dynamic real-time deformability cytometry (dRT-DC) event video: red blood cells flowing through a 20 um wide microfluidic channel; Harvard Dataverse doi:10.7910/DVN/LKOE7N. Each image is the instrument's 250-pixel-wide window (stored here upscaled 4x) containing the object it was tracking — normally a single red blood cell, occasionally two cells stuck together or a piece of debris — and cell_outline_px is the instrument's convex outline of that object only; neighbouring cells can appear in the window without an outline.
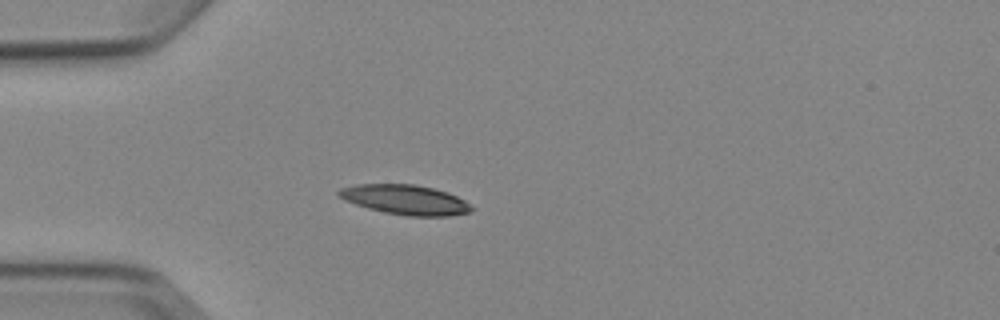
{"species": "Egyptian fruit bat (a non-hibernating species)", "species_latin": "Rousettus aegyptiacus", "temperature_condition": "cold", "stored_images_in_passage": 2, "camera_frame_rate_fps": 3000, "um_per_image_px": 0.085, "animal": {"sex": "female"}, "frame": {"image": 1, "passage_image": 1, "time_ms": 0.0, "image_size_px": [1000, 320], "cell_outline_px": [[476, 208], [472, 212], [452, 216], [408, 216], [384, 212], [368, 208], [344, 200], [336, 196], [336, 192], [340, 188], [356, 184], [416, 184], [448, 192], [464, 200]], "centroid_in_image_um": [34.46, 16.98], "position_along_channel_um": 50.5, "area_um2": 23.29}}